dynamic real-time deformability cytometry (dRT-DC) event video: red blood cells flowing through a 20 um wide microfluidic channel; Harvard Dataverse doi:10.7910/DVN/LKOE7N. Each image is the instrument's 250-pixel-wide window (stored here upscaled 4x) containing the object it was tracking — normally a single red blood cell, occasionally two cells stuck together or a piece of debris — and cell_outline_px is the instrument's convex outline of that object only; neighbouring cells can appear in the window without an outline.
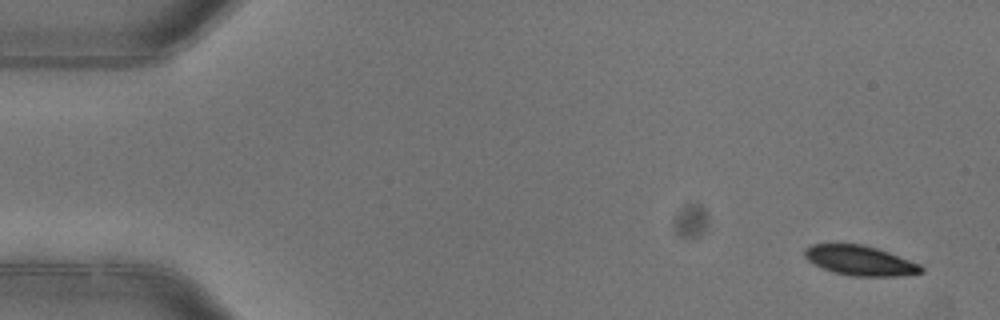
{"species": "common noctule bat (a hibernating species)", "species_latin": "Nyctalus noctula", "temperature_condition": "warm", "stored_images_in_passage": 4, "camera_frame_rate_fps": 3000, "um_per_image_px": 0.085, "animal": {"sex": "female"}, "frame": {"image": 1, "passage_image": 1, "time_ms": 0.0, "image_size_px": [1000, 320], "cell_outline_px": [[924, 272], [900, 276], [852, 276], [836, 272], [812, 264], [804, 256], [804, 248], [812, 244], [860, 244], [876, 248], [888, 252], [920, 264], [924, 268]], "centroid_in_image_um": [73.1, 22.15], "position_along_channel_um": 11.9, "area_um2": 20.11}}
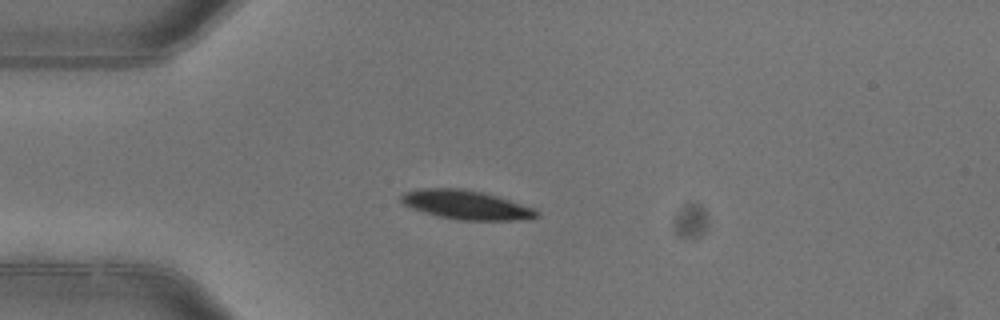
{"frame": {"image": 2, "passage_image": 4, "time_ms": 1.0, "image_size_px": [1000, 320], "cell_outline_px": [[540, 216], [516, 220], [460, 220], [436, 216], [412, 208], [404, 204], [400, 200], [400, 196], [404, 192], [420, 188], [464, 188], [484, 192], [536, 208], [540, 212]], "centroid_in_image_um": [39.63, 17.4], "position_along_channel_um": 45.4, "area_um2": 23.12}}